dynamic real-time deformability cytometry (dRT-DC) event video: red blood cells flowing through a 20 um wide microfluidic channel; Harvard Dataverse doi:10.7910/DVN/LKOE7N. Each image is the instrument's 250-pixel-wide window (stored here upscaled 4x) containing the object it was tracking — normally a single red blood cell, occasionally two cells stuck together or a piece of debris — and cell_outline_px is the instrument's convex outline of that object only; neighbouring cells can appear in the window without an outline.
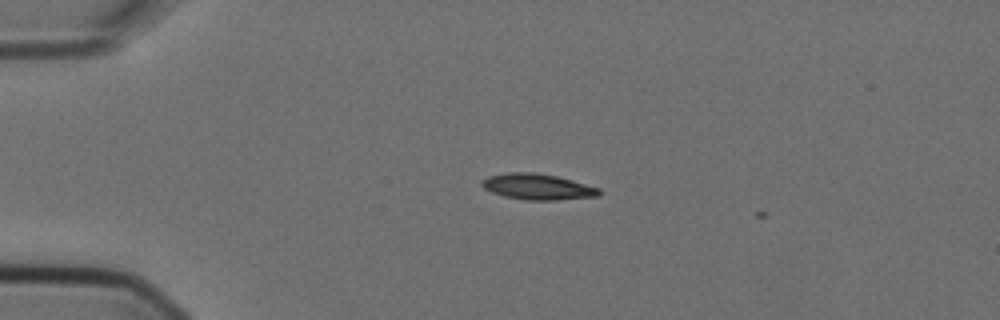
{"species": "Egyptian fruit bat (a non-hibernating species)", "species_latin": "Rousettus aegyptiacus", "temperature_condition": "cold", "stored_images_in_passage": 3, "camera_frame_rate_fps": 3000, "um_per_image_px": 0.085, "animal": {"sex": "female"}, "frame": {"image": 1, "passage_image": 1, "time_ms": 0.0, "image_size_px": [1000, 320], "cell_outline_px": [[600, 196], [556, 200], [528, 200], [504, 196], [492, 192], [484, 188], [480, 184], [480, 180], [488, 176], [508, 172], [532, 172], [556, 176], [572, 180], [600, 188]], "centroid_in_image_um": [45.68, 15.87], "position_along_channel_um": 39.3, "area_um2": 17.69}}